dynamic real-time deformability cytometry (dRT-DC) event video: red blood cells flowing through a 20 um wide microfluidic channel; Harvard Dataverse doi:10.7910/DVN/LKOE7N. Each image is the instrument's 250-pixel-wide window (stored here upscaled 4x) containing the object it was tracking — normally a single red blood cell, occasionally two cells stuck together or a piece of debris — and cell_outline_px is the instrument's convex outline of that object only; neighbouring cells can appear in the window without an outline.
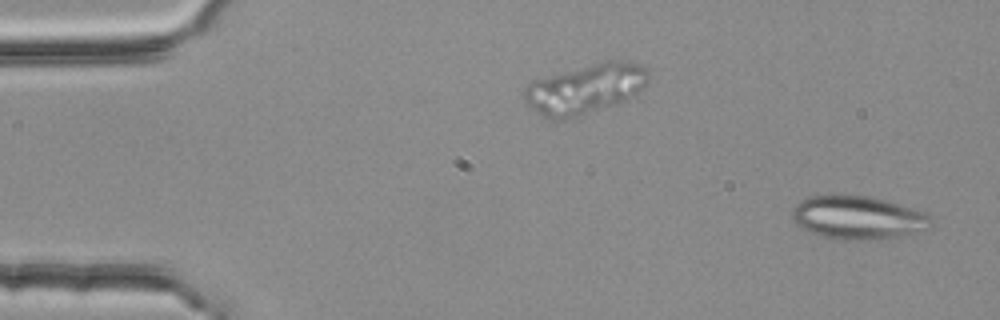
{"species": "common noctule bat (a hibernating species)", "species_latin": "Nyctalus noctula", "temperature_condition": "room temperature", "stored_images_in_passage": 2, "segment_of_instrument_passage": [2, 2], "camera_frame_rate_fps": 3000, "um_per_image_px": 0.085, "animal": {"sex": "female", "body_mass_g": 25.1}, "frame": {"image": 1, "passage_image": 2, "time_ms": 0.333, "image_size_px": [1000, 320], "cell_outline_px": [[928, 228], [888, 240], [836, 240], [800, 228], [796, 224], [792, 216], [792, 208], [800, 200], [808, 196], [868, 196], [888, 200], [928, 212]], "centroid_in_image_um": [72.92, 18.51], "position_along_channel_um": 12.1, "area_um2": 35.2}}